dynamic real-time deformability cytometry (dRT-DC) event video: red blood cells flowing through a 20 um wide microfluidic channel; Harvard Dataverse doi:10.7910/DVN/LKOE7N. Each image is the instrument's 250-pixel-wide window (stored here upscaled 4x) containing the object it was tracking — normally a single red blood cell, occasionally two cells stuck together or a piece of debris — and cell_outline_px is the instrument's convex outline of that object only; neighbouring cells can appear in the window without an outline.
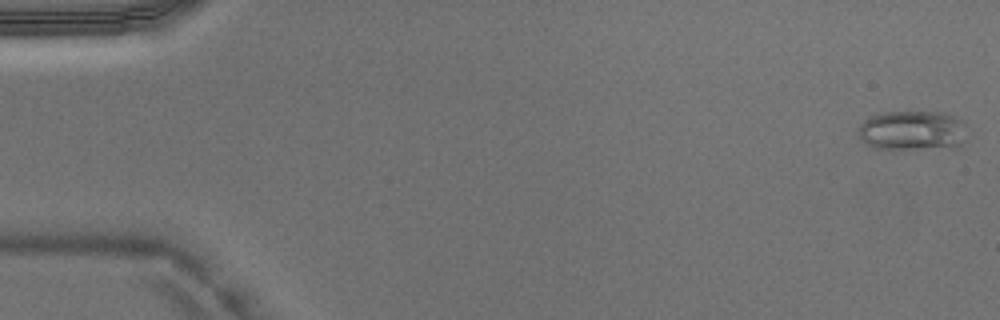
{"species": "Egyptian fruit bat (a non-hibernating species)", "species_latin": "Rousettus aegyptiacus", "temperature_condition": "warm", "stored_images_in_passage": 46, "camera_frame_rate_fps": 3000, "um_per_image_px": 0.085, "animal": {"sex": "male"}, "frame": {"image": 1, "passage_image": 1, "time_ms": 0.0, "image_size_px": [1000, 320], "cell_outline_px": [[964, 144], [960, 148], [876, 148], [860, 140], [856, 132], [856, 128], [868, 116], [880, 112], [948, 112], [964, 120]], "centroid_in_image_um": [77.56, 11.08], "position_along_channel_um": 7.4, "area_um2": 25.72}}
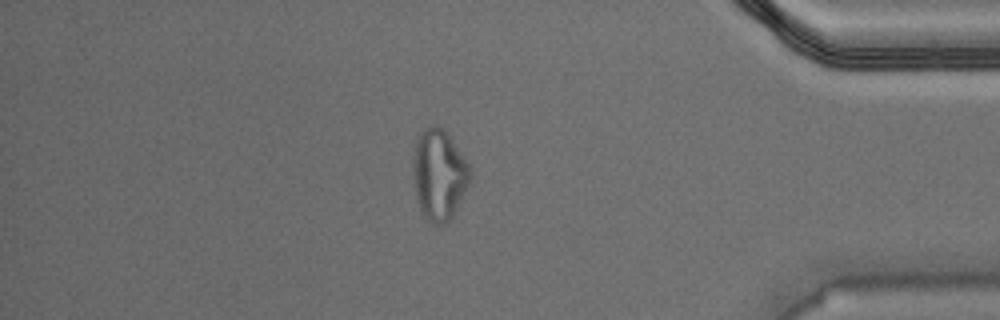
{"frame": {"image": 2, "passage_image": 40, "time_ms": 13.0, "image_size_px": [1000, 320], "cell_outline_px": [[472, 176], [452, 216], [444, 224], [432, 224], [420, 212], [416, 200], [412, 176], [412, 160], [416, 140], [420, 132], [428, 124], [436, 124], [452, 140], [468, 164], [472, 172]], "centroid_in_image_um": [37.26, 14.84], "position_along_channel_um": 397.9, "area_um2": 30.23}}